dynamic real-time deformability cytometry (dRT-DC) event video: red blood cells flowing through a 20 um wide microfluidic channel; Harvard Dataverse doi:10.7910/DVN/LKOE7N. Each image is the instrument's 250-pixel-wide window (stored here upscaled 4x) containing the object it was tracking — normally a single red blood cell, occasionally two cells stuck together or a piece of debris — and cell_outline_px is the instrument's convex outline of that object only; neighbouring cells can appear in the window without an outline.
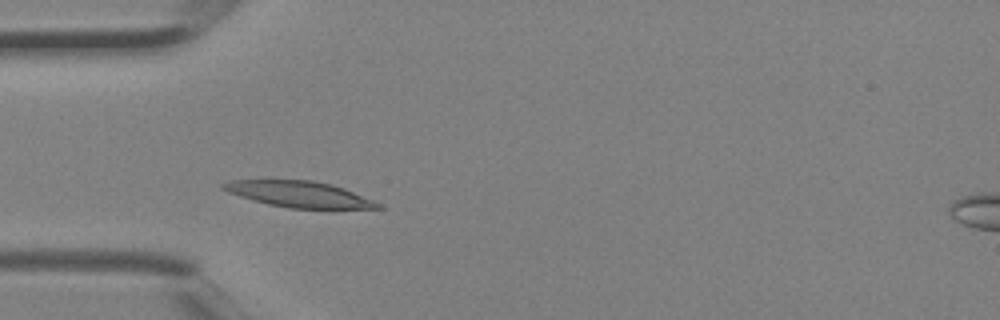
{"species": "Egyptian fruit bat (a non-hibernating species)", "species_latin": "Rousettus aegyptiacus", "temperature_condition": "room temperature", "stored_images_in_passage": 2, "camera_frame_rate_fps": 3000, "um_per_image_px": 0.085, "animal": {"sex": "female"}, "frame": {"image": 1, "passage_image": 2, "time_ms": 0.333, "image_size_px": [1000, 320], "cell_outline_px": [[384, 208], [288, 208], [268, 204], [240, 196], [228, 192], [220, 188], [220, 184], [232, 180], [312, 180], [332, 184], [344, 188], [372, 200], [380, 204]], "centroid_in_image_um": [25.39, 16.5], "position_along_channel_um": 59.6, "area_um2": 23.18}}